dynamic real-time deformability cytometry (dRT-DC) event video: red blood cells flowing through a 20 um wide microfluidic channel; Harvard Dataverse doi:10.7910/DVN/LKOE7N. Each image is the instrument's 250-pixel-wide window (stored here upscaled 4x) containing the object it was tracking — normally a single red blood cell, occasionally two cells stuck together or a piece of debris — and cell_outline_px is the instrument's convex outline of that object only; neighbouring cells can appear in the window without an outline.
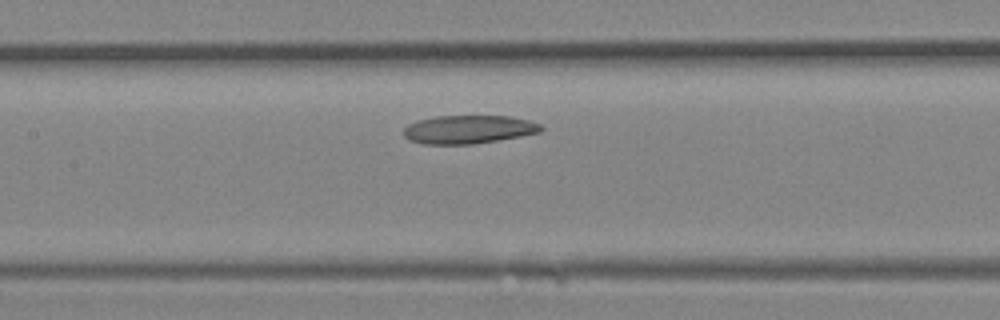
{"species": "Egyptian fruit bat (a non-hibernating species)", "species_latin": "Rousettus aegyptiacus", "temperature_condition": "room temperature", "stored_images_in_passage": 10, "camera_frame_rate_fps": 3000, "um_per_image_px": 0.085, "animal": {"sex": "female"}, "frame": {"image": 1, "passage_image": 9, "time_ms": 2.667, "image_size_px": [1000, 320], "cell_outline_px": [[544, 128], [540, 132], [520, 136], [472, 144], [424, 144], [408, 140], [404, 136], [404, 128], [408, 124], [416, 120], [436, 116], [508, 116], [528, 120], [540, 124]], "centroid_in_image_um": [39.79, 11.0], "position_along_channel_um": 167.6, "area_um2": 22.66}}